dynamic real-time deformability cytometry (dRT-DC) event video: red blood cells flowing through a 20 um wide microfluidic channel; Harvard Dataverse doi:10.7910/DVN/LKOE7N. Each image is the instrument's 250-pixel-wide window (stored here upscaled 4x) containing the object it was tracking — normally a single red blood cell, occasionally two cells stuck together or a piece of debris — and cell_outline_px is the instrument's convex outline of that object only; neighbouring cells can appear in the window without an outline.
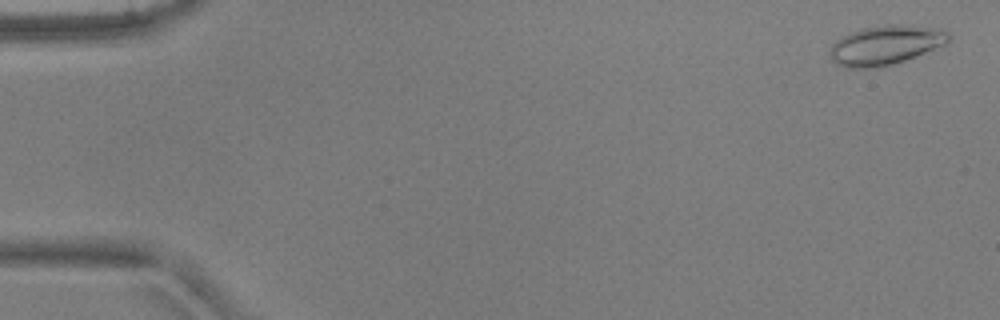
{"species": "common noctule bat (a hibernating species)", "species_latin": "Nyctalus noctula", "temperature_condition": "warm", "stored_images_in_passage": 5, "camera_frame_rate_fps": 3000, "um_per_image_px": 0.085, "animal": {"sex": "male", "body_mass_g": 17.9, "forearm_length_mm": 54.2}, "frame": {"image": 1, "passage_image": 1, "time_ms": 0.0, "image_size_px": [1000, 320], "cell_outline_px": [[952, 40], [944, 44], [916, 56], [892, 64], [876, 68], [848, 68], [836, 64], [832, 60], [832, 44], [840, 36], [860, 28], [888, 24], [908, 24], [932, 28], [948, 32], [952, 36]], "centroid_in_image_um": [75.27, 3.82], "position_along_channel_um": 9.7, "area_um2": 27.22}}